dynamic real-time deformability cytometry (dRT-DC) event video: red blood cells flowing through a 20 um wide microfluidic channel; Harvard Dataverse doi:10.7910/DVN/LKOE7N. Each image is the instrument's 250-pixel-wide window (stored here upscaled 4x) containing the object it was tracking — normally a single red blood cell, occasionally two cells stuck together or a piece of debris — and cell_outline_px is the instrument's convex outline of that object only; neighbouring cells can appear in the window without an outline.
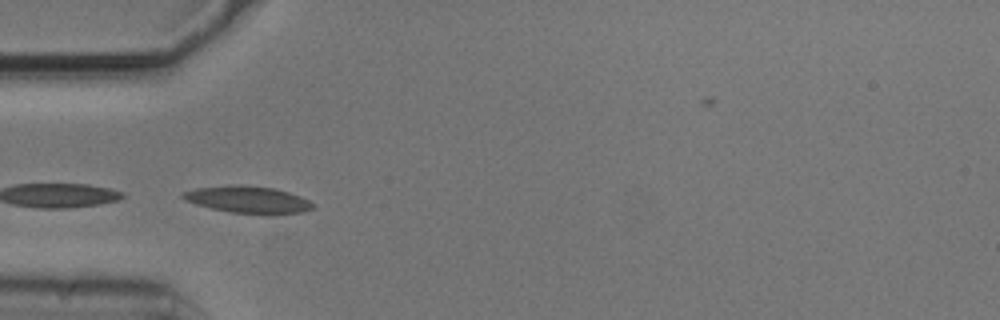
{"species": "common noctule bat (a hibernating species)", "species_latin": "Nyctalus noctula", "temperature_condition": "cold", "stored_images_in_passage": 6, "camera_frame_rate_fps": 3000, "um_per_image_px": 0.085, "animal": {"sex": "male", "body_mass_g": 20.5, "forearm_length_mm": 52.5}, "frame": {"image": 1, "passage_image": 4, "time_ms": 1.0, "image_size_px": [1000, 320], "cell_outline_px": [[312, 208], [304, 212], [232, 212], [212, 208], [196, 204], [184, 200], [180, 196], [184, 192], [196, 188], [272, 188], [288, 192], [300, 196], [308, 200], [312, 204]], "centroid_in_image_um": [21.06, 16.99], "position_along_channel_um": 63.9, "area_um2": 18.44}}